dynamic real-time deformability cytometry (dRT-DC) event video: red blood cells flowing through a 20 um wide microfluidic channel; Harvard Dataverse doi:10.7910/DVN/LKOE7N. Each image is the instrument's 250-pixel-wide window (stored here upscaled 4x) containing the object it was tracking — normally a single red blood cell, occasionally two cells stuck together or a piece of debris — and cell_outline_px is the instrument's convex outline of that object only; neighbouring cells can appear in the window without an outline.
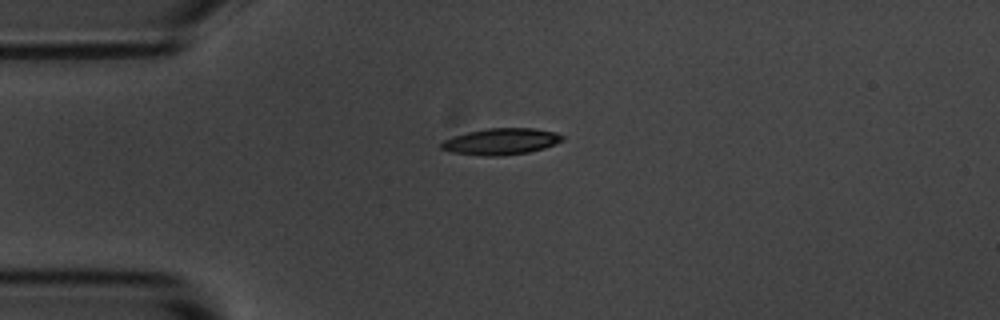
{"species": "common noctule bat (a hibernating species)", "species_latin": "Nyctalus noctula", "temperature_condition": "room temperature", "stored_images_in_passage": 3, "camera_frame_rate_fps": 3000, "um_per_image_px": 0.085, "animal": {"sex": "male", "body_mass_g": 20.1, "forearm_length_mm": 53.5}, "frame": {"image": 1, "passage_image": 1, "time_ms": 0.0, "image_size_px": [1000, 320], "cell_outline_px": [[564, 140], [556, 144], [544, 148], [528, 152], [500, 156], [484, 156], [452, 152], [440, 148], [440, 144], [444, 140], [452, 136], [468, 132], [488, 128], [532, 128], [556, 132], [564, 136]], "centroid_in_image_um": [42.6, 12.02], "position_along_channel_um": 42.4, "area_um2": 18.67}}